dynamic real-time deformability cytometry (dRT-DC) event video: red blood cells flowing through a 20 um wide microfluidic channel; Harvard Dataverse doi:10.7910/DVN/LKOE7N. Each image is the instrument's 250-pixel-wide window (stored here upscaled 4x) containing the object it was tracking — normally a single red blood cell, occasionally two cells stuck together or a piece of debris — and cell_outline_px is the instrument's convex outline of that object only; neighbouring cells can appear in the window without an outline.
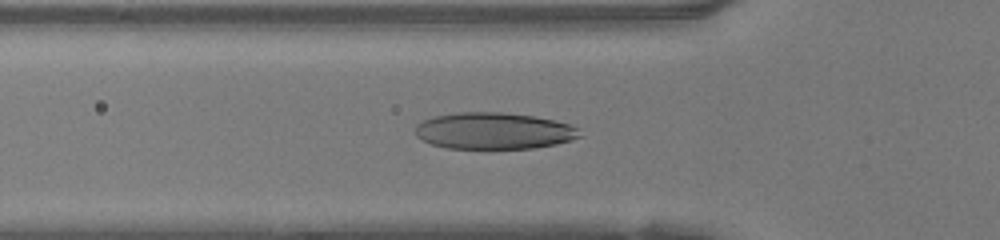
{"species": "human", "species_latin": "Homo sapiens", "temperature_condition": "warm", "stored_images_in_passage": 47, "camera_frame_rate_fps": 3000, "um_per_image_px": 0.085, "donor": {"sex": "female"}, "frame": {"image": 1, "passage_image": 15, "time_ms": 4.667, "image_size_px": [1000, 240], "cell_outline_px": [[580, 136], [556, 144], [536, 148], [448, 148], [432, 144], [416, 136], [416, 124], [432, 116], [456, 112], [504, 112], [532, 116], [552, 120], [568, 124], [580, 128]], "centroid_in_image_um": [41.95, 11.11], "position_along_channel_um": 83.8, "area_um2": 34.91}}
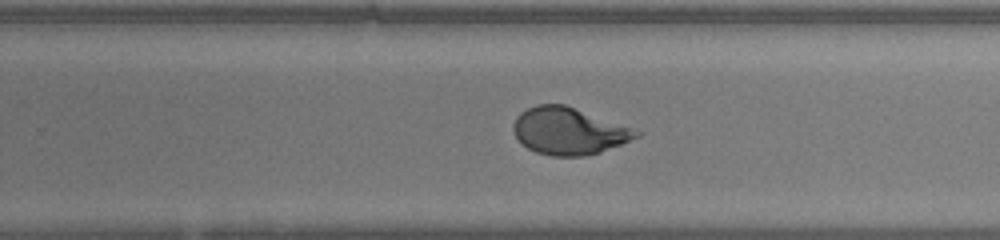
{"frame": {"image": 2, "passage_image": 29, "time_ms": 9.333, "image_size_px": [1000, 240], "cell_outline_px": [[640, 136], [600, 152], [584, 156], [552, 156], [536, 152], [528, 148], [512, 132], [512, 124], [516, 116], [520, 112], [536, 104], [564, 104], [640, 132]], "centroid_in_image_um": [48.26, 11.14], "position_along_channel_um": 281.5, "area_um2": 33.06}}
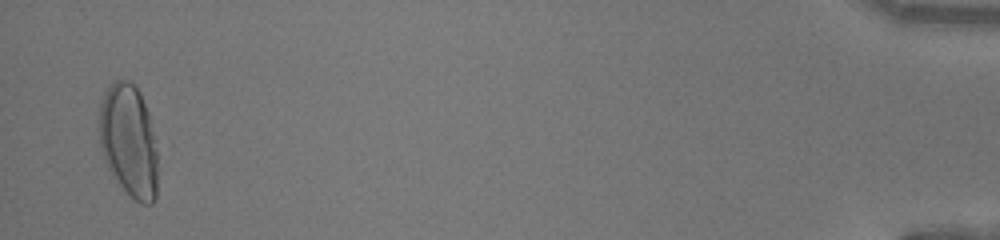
{"frame": {"image": 3, "passage_image": 46, "time_ms": 15.0, "image_size_px": [1000, 240], "cell_outline_px": [[156, 196], [152, 204], [140, 204], [116, 180], [108, 168], [104, 160], [100, 148], [96, 128], [100, 104], [104, 92], [116, 80], [128, 80], [140, 92], [156, 140]], "centroid_in_image_um": [10.9, 11.96], "position_along_channel_um": 424.3, "area_um2": 38.55}, "authors_computed_cell_mechanics": {"area_um2": 34.9112, "velocity_mm_per_s": 4.2346, "shape_relaxation_time_tau1_ms": 4.3631, "shape_relaxation_time_tau2_ms": null, "deformation_change_tau1": 0.2365, "deformation_change_tau2": null}}